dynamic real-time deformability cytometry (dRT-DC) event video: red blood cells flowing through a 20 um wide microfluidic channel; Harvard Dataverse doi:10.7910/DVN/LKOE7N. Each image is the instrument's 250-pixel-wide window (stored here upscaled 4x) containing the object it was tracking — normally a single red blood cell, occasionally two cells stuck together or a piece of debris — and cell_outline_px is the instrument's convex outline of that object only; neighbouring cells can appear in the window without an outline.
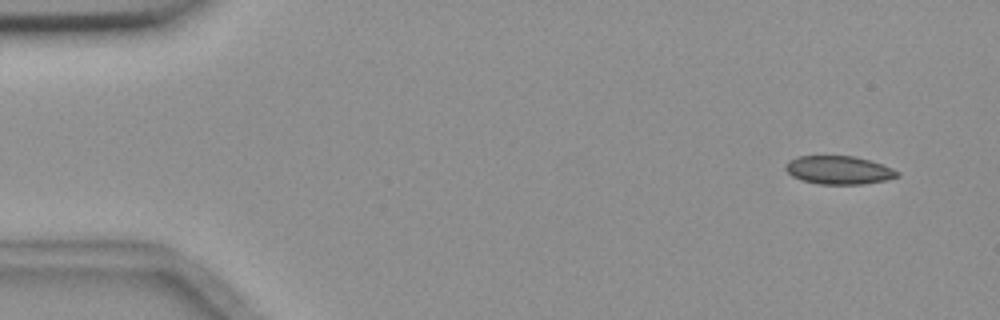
{"species": "common noctule bat (a hibernating species)", "species_latin": "Nyctalus noctula", "temperature_condition": "room temperature", "stored_images_in_passage": 9, "camera_frame_rate_fps": 3000, "um_per_image_px": 0.085, "animal": {"sex": "female", "body_mass_g": 18.4}, "frame": {"image": 1, "passage_image": 2, "time_ms": 1.0, "image_size_px": [1000, 320], "cell_outline_px": [[900, 176], [888, 180], [864, 184], [820, 184], [804, 180], [792, 176], [784, 168], [784, 164], [788, 160], [796, 156], [856, 156], [872, 160], [892, 168], [900, 172]], "centroid_in_image_um": [71.32, 14.45], "position_along_channel_um": 13.7, "area_um2": 18.67}}
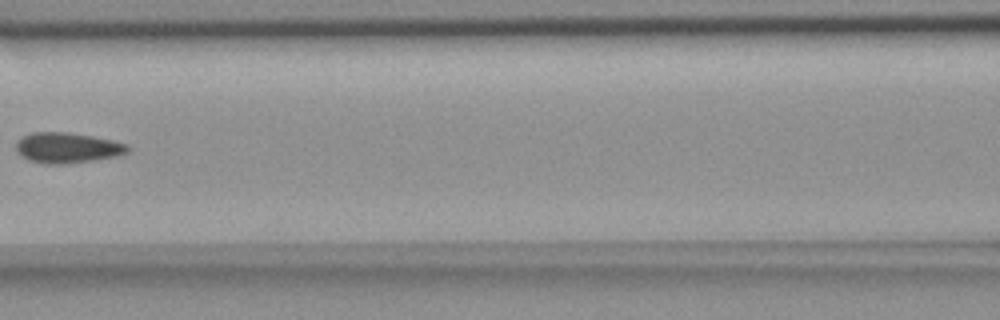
{"frame": {"image": 2, "passage_image": 8, "time_ms": 8.0, "image_size_px": [1000, 320], "cell_outline_px": [[128, 152], [116, 156], [92, 160], [64, 164], [44, 164], [28, 160], [20, 156], [16, 152], [16, 140], [32, 132], [68, 132], [92, 136], [112, 140], [128, 144]], "centroid_in_image_um": [5.67, 12.56], "position_along_channel_um": 160.9, "area_um2": 19.88}}
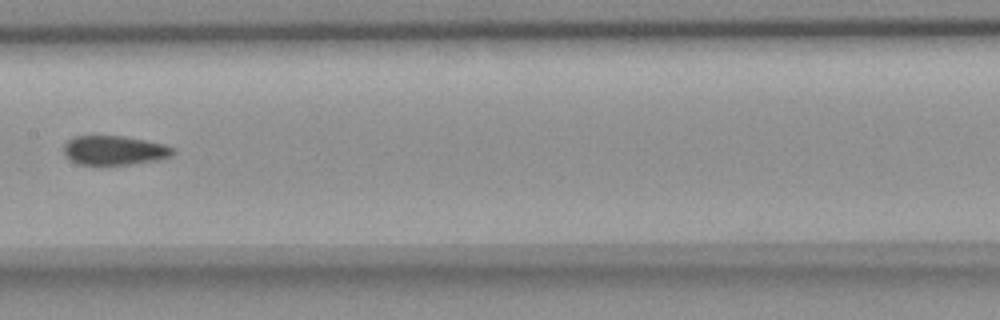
{"frame": {"image": 3, "passage_image": 9, "time_ms": 9.0, "image_size_px": [1000, 320], "cell_outline_px": [[176, 152], [172, 156], [156, 160], [132, 164], [100, 168], [96, 168], [80, 164], [64, 156], [64, 144], [72, 136], [124, 136], [164, 144], [172, 148]], "centroid_in_image_um": [9.67, 12.82], "position_along_channel_um": 197.7, "area_um2": 19.31}}